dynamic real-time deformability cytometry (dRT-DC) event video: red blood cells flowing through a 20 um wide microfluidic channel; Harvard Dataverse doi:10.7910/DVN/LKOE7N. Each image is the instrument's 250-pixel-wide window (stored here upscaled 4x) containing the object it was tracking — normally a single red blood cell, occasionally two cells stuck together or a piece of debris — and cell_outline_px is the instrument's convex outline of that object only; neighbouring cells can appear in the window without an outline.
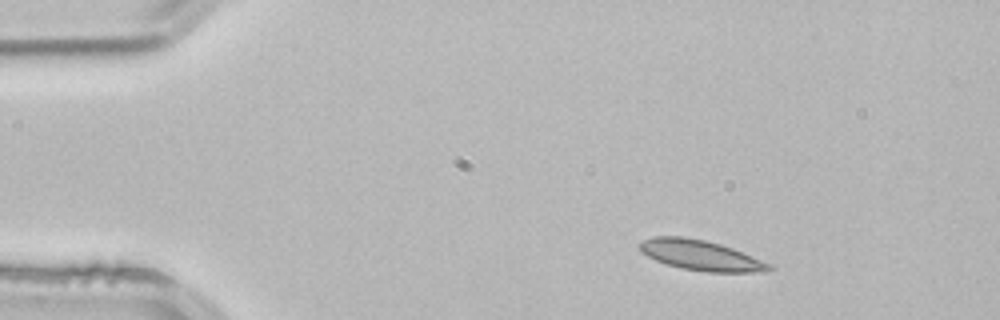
{"species": "common noctule bat (a hibernating species)", "species_latin": "Nyctalus noctula", "temperature_condition": "room temperature", "stored_images_in_passage": 2, "camera_frame_rate_fps": 3000, "um_per_image_px": 0.085, "animal": {"sex": "male", "body_mass_g": 21.5, "forearm_length_mm": 52.0}, "frame": {"image": 1, "passage_image": 1, "time_ms": 0.0, "image_size_px": [1000, 320], "cell_outline_px": [[776, 268], [768, 272], [704, 272], [680, 268], [656, 260], [640, 252], [636, 244], [652, 236], [684, 236], [704, 240], [720, 244], [732, 248], [772, 264]], "centroid_in_image_um": [59.57, 21.7], "position_along_channel_um": 25.4, "area_um2": 23.06}}
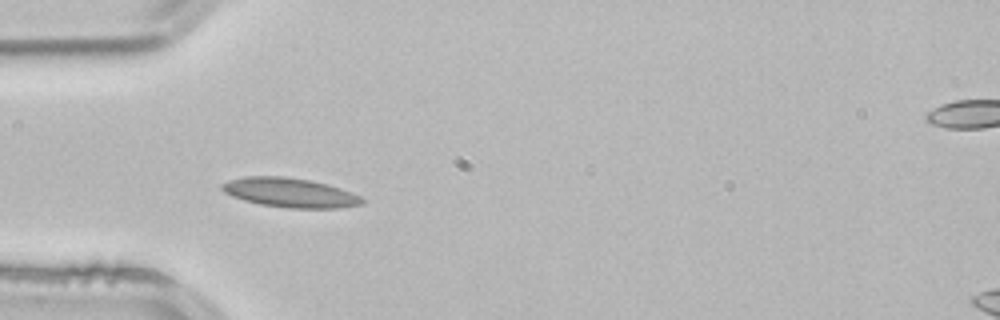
{"frame": {"image": 2, "passage_image": 2, "time_ms": 0.333, "image_size_px": [1000, 320], "cell_outline_px": [[364, 204], [340, 208], [288, 208], [260, 204], [244, 200], [232, 196], [224, 192], [220, 188], [220, 184], [228, 180], [244, 176], [284, 176], [308, 180], [328, 184], [340, 188], [360, 196], [364, 200]], "centroid_in_image_um": [24.62, 16.37], "position_along_channel_um": 60.4, "area_um2": 24.04}}